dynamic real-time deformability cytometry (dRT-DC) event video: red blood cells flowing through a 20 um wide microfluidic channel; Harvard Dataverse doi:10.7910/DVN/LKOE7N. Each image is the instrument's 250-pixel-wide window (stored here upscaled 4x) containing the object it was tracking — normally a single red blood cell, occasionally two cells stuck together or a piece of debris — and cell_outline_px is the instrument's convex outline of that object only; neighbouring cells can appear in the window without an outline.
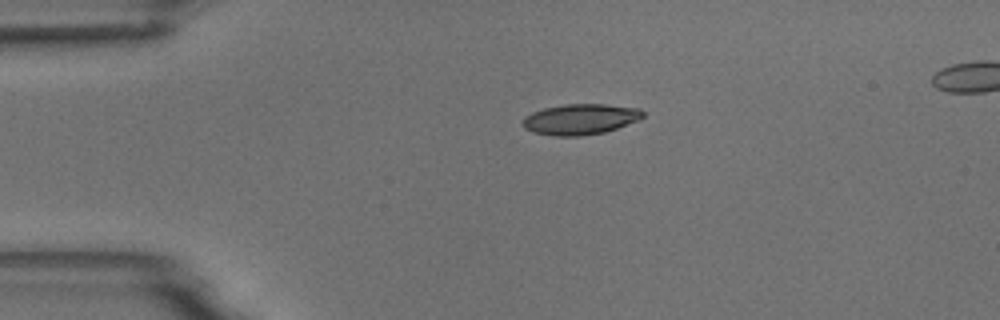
{"species": "common noctule bat (a hibernating species)", "species_latin": "Nyctalus noctula", "temperature_condition": "room temperature", "stored_images_in_passage": 3, "segment_of_instrument_passage": [1, 2], "camera_frame_rate_fps": 3000, "um_per_image_px": 0.085, "animal": {"sex": "male", "body_mass_g": 18.8}, "frame": {"image": 1, "passage_image": 1, "time_ms": 0.0, "image_size_px": [1000, 320], "cell_outline_px": [[644, 116], [636, 120], [616, 128], [604, 132], [580, 136], [556, 136], [532, 132], [524, 128], [520, 124], [524, 116], [532, 112], [544, 108], [564, 104], [604, 104], [640, 108], [644, 112]], "centroid_in_image_um": [49.27, 10.13], "position_along_channel_um": 35.7, "area_um2": 21.5}}